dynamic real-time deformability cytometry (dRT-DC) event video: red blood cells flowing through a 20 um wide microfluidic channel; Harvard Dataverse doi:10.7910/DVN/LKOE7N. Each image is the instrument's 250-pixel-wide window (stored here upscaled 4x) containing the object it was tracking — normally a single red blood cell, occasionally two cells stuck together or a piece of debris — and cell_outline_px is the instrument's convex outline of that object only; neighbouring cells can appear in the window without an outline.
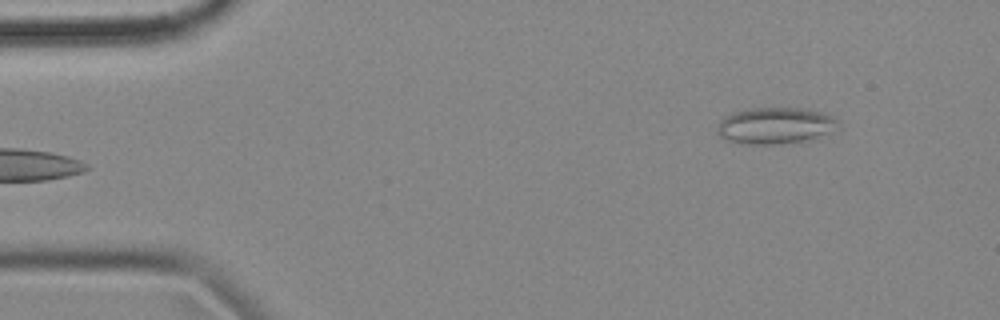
{"species": "common noctule bat (a hibernating species)", "species_latin": "Nyctalus noctula", "temperature_condition": "cold", "stored_images_in_passage": 5, "camera_frame_rate_fps": 3000, "um_per_image_px": 0.085, "animal": {"sex": "female", "body_mass_g": 18.4}, "frame": {"image": 1, "passage_image": 5, "time_ms": 1.333, "image_size_px": [1000, 320], "cell_outline_px": [[840, 120], [828, 132], [804, 140], [772, 144], [744, 144], [728, 140], [720, 136], [716, 132], [716, 124], [724, 116], [732, 112], [752, 108], [804, 108], [820, 112], [832, 116]], "centroid_in_image_um": [65.79, 10.66], "position_along_channel_um": 19.2, "area_um2": 25.32}}